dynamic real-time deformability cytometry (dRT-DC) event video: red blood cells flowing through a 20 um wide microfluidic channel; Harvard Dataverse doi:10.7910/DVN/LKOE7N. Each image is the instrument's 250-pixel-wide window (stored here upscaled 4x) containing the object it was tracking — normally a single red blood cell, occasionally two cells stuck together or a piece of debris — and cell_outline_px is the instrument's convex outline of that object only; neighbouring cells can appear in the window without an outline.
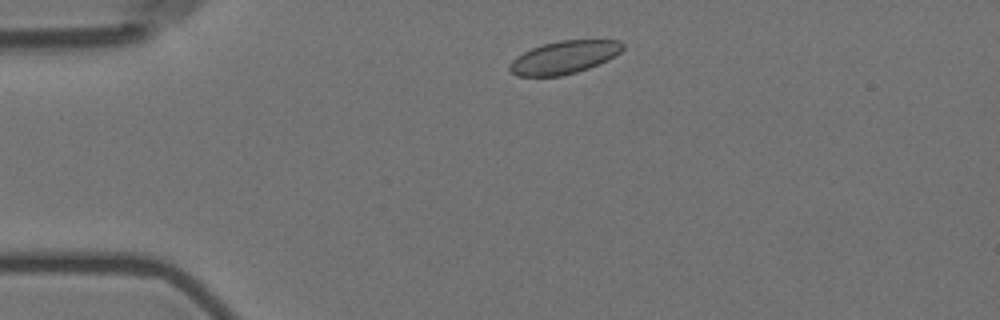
{"species": "Egyptian fruit bat (a non-hibernating species)", "species_latin": "Rousettus aegyptiacus", "temperature_condition": "room temperature", "stored_images_in_passage": 6, "camera_frame_rate_fps": 3000, "um_per_image_px": 0.085, "animal": {"sex": "female"}, "frame": {"image": 1, "passage_image": 1, "time_ms": 0.0, "image_size_px": [1000, 320], "cell_outline_px": [[624, 48], [620, 52], [608, 60], [588, 68], [576, 72], [560, 76], [516, 76], [508, 68], [508, 64], [516, 56], [532, 48], [544, 44], [560, 40], [620, 40], [624, 44]], "centroid_in_image_um": [47.94, 4.87], "position_along_channel_um": 37.1, "area_um2": 21.62}}
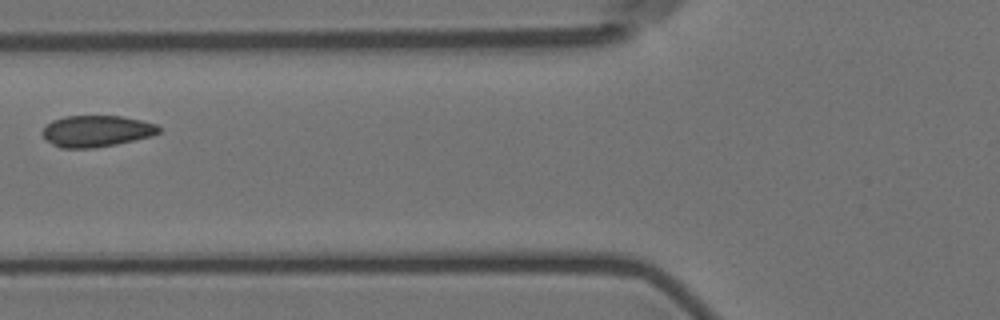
{"frame": {"image": 2, "passage_image": 4, "time_ms": 3.333, "image_size_px": [1000, 320], "cell_outline_px": [[160, 132], [152, 136], [116, 144], [92, 148], [60, 148], [44, 140], [40, 132], [52, 120], [64, 116], [120, 116], [140, 120], [156, 124], [160, 128]], "centroid_in_image_um": [8.16, 11.15], "position_along_channel_um": 117.6, "area_um2": 21.39}}
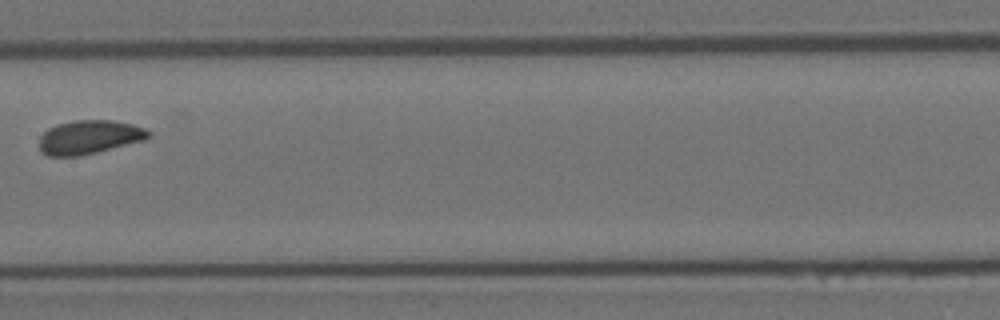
{"frame": {"image": 3, "passage_image": 6, "time_ms": 5.667, "image_size_px": [1000, 320], "cell_outline_px": [[152, 136], [144, 140], [80, 156], [48, 156], [40, 152], [40, 136], [48, 128], [56, 124], [76, 120], [112, 120], [132, 124], [144, 128], [152, 132]], "centroid_in_image_um": [7.58, 11.65], "position_along_channel_um": 199.8, "area_um2": 21.56}}